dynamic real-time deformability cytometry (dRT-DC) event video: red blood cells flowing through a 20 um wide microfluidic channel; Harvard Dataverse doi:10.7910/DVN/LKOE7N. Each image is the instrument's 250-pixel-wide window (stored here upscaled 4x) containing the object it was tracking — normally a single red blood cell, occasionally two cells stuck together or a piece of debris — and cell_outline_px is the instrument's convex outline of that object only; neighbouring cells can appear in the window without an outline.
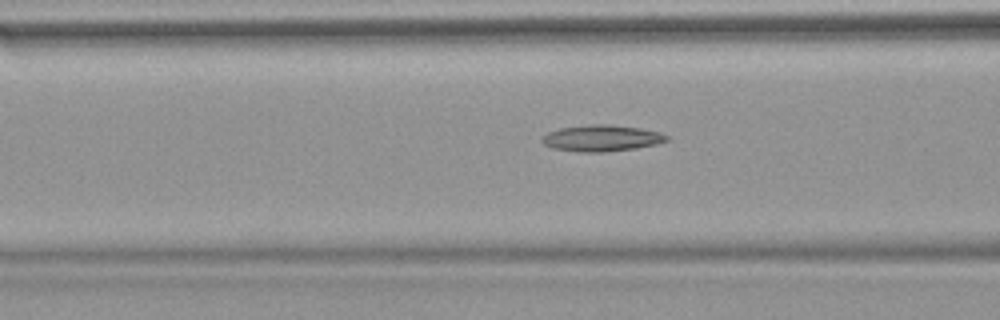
{"species": "common noctule bat (a hibernating species)", "species_latin": "Nyctalus noctula", "temperature_condition": "warm", "stored_images_in_passage": 53, "camera_frame_rate_fps": 3000, "um_per_image_px": 0.085, "animal": {"sex": "female", "body_mass_g": 18.4}, "frame": {"image": 1, "passage_image": 21, "time_ms": 6.667, "image_size_px": [1000, 320], "cell_outline_px": [[668, 140], [656, 144], [636, 148], [604, 152], [584, 152], [552, 148], [544, 144], [540, 140], [540, 136], [548, 132], [560, 128], [592, 124], [612, 124], [640, 128], [660, 132], [668, 136]], "centroid_in_image_um": [51.11, 11.74], "position_along_channel_um": 115.5, "area_um2": 19.19}}
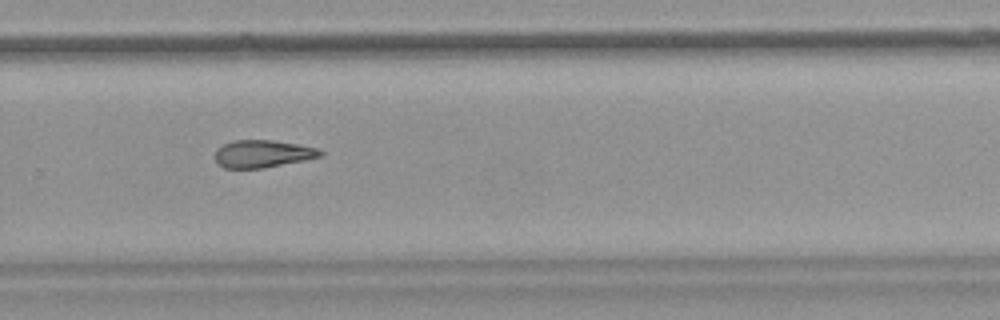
{"frame": {"image": 2, "passage_image": 36, "time_ms": 11.667, "image_size_px": [1000, 320], "cell_outline_px": [[324, 152], [320, 156], [304, 160], [264, 168], [224, 168], [216, 160], [216, 148], [232, 140], [272, 140], [320, 148]], "centroid_in_image_um": [22.33, 13.06], "position_along_channel_um": 307.5, "area_um2": 16.76}}
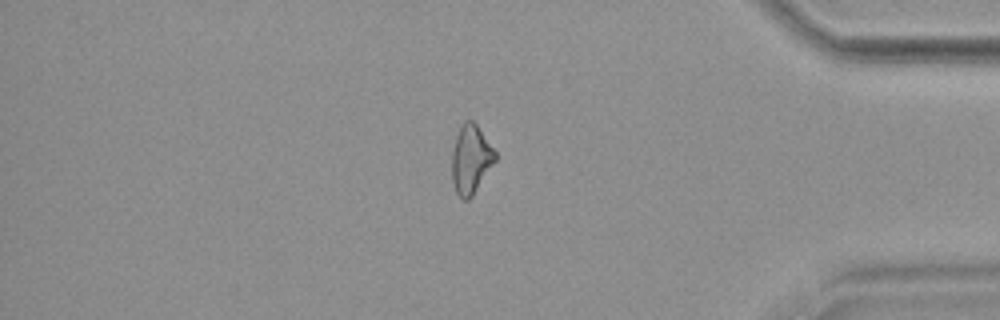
{"frame": {"image": 3, "passage_image": 45, "time_ms": 14.667, "image_size_px": [1000, 320], "cell_outline_px": [[496, 160], [472, 196], [468, 200], [464, 200], [456, 192], [452, 180], [452, 152], [456, 136], [460, 124], [464, 120], [472, 120], [476, 124], [496, 152]], "centroid_in_image_um": [40.01, 13.52], "position_along_channel_um": 395.2, "area_um2": 17.22}}